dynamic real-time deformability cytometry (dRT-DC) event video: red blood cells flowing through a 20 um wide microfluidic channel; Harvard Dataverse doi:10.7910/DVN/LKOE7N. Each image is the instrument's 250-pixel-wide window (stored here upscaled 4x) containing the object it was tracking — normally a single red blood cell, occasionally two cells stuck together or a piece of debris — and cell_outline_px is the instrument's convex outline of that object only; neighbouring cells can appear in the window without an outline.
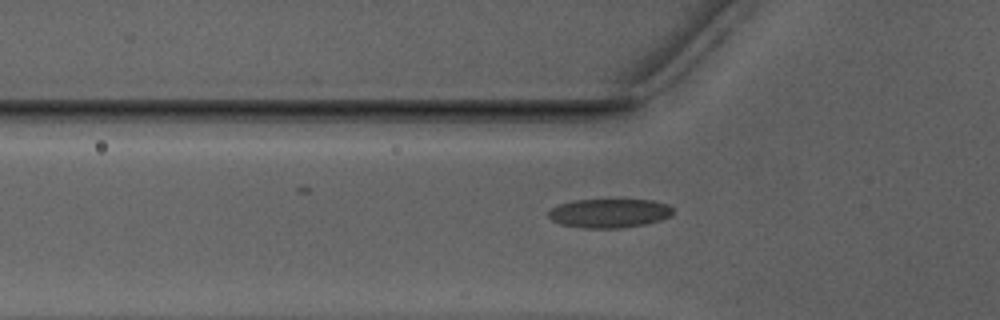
{"species": "Egyptian fruit bat (a non-hibernating species)", "species_latin": "Rousettus aegyptiacus", "temperature_condition": "warm", "stored_images_in_passage": 38, "camera_frame_rate_fps": 3000, "um_per_image_px": 0.085, "animal": {"sex": "male"}, "frame": {"image": 1, "passage_image": 9, "time_ms": 2.667, "image_size_px": [1000, 320], "cell_outline_px": [[672, 212], [668, 216], [660, 220], [644, 224], [620, 228], [584, 228], [560, 224], [552, 220], [548, 216], [548, 212], [552, 208], [560, 204], [572, 200], [652, 200], [668, 204], [672, 208]], "centroid_in_image_um": [51.76, 18.12], "position_along_channel_um": 74.0, "area_um2": 20.87}}
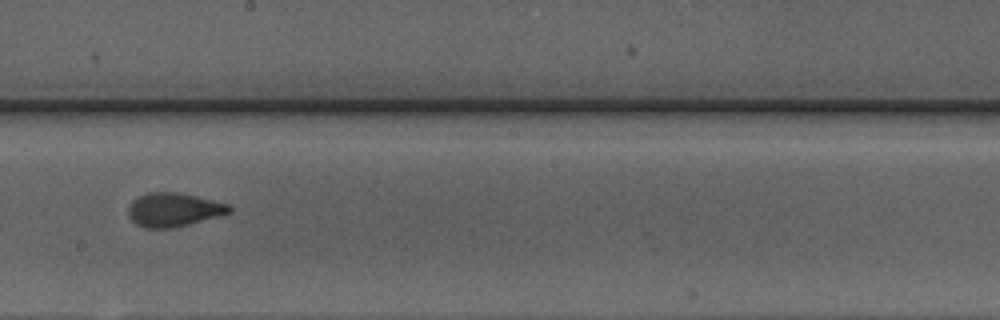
{"frame": {"image": 2, "passage_image": 21, "time_ms": 6.667, "image_size_px": [1000, 320], "cell_outline_px": [[232, 212], [220, 216], [172, 228], [144, 228], [136, 224], [128, 216], [128, 208], [132, 200], [148, 192], [180, 192], [228, 204], [232, 208]], "centroid_in_image_um": [14.75, 17.82], "position_along_channel_um": 233.4, "area_um2": 19.88}}
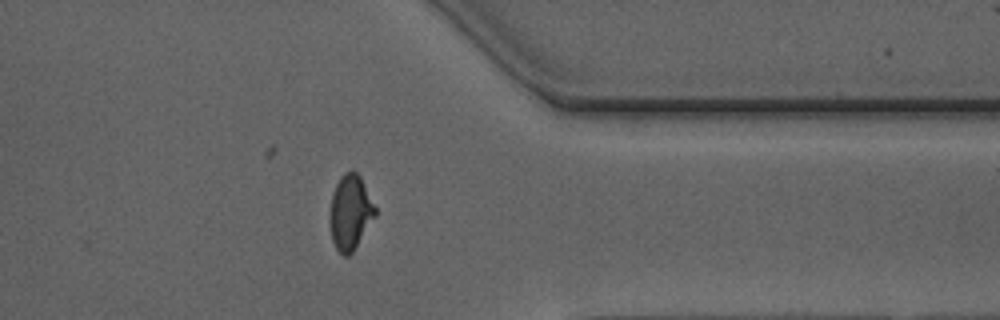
{"frame": {"image": 3, "passage_image": 33, "time_ms": 10.667, "image_size_px": [1000, 320], "cell_outline_px": [[376, 216], [352, 252], [348, 256], [344, 256], [336, 248], [332, 240], [332, 192], [340, 176], [344, 172], [356, 172], [360, 176], [376, 208]], "centroid_in_image_um": [29.81, 18.04], "position_along_channel_um": 381.6, "area_um2": 19.13}}